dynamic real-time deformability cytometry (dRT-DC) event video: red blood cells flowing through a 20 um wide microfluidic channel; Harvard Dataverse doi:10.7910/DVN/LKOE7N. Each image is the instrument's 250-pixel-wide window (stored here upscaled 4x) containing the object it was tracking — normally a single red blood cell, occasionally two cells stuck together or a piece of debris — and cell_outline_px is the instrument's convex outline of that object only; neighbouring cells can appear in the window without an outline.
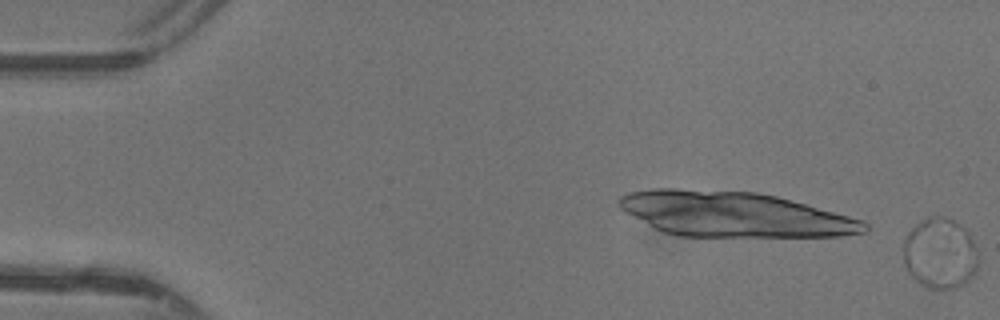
{"species": "common noctule bat (a hibernating species)", "species_latin": "Nyctalus noctula", "temperature_condition": "warm", "stored_images_in_passage": 4, "camera_frame_rate_fps": 3000, "um_per_image_px": 0.085, "animal": {"sex": "female"}, "frame": {"image": 1, "passage_image": 4, "time_ms": 1.0, "image_size_px": [1000, 320], "cell_outline_px": [[976, 268], [972, 276], [964, 284], [956, 288], [928, 288], [920, 284], [912, 276], [904, 264], [904, 240], [908, 232], [916, 224], [928, 216], [944, 216], [960, 224], [968, 232], [972, 240], [976, 256]], "centroid_in_image_um": [79.87, 21.53], "position_along_channel_um": 5.1, "area_um2": 30.52}}